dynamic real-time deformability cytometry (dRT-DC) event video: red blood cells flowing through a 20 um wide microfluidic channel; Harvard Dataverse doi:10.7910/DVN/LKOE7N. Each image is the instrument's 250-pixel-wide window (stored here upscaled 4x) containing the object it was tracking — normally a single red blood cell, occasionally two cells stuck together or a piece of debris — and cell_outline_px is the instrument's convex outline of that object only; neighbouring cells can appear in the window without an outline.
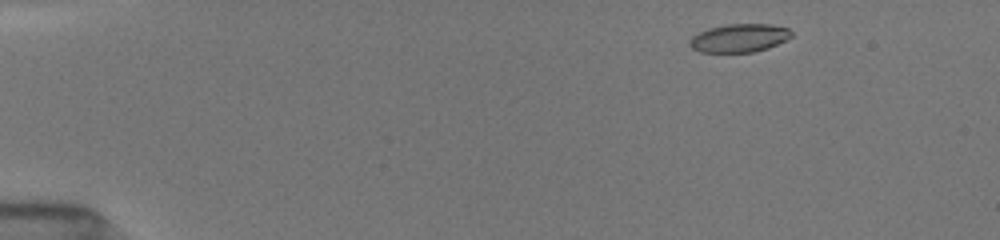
{"species": "common noctule bat (a hibernating species)", "species_latin": "Nyctalus noctula", "temperature_condition": "room temperature", "stored_images_in_passage": 59, "camera_frame_rate_fps": 3000, "um_per_image_px": 0.085, "animal": {"sex": "female", "body_mass_g": 19.5, "forearm_length_mm": 54.1}, "frame": {"image": 1, "passage_image": 2, "time_ms": 0.333, "image_size_px": [1000, 240], "cell_outline_px": [[792, 36], [768, 48], [752, 52], [700, 52], [692, 48], [688, 44], [688, 40], [692, 36], [708, 28], [728, 24], [772, 24], [788, 28], [792, 32]], "centroid_in_image_um": [62.81, 3.23], "position_along_channel_um": 22.2, "area_um2": 16.76}}
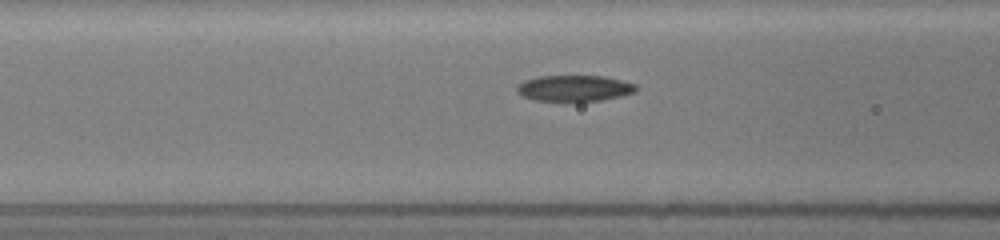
{"frame": {"image": 2, "passage_image": 30, "time_ms": 5.333, "image_size_px": [1000, 240], "cell_outline_px": [[636, 92], [620, 96], [600, 100], [532, 100], [516, 92], [516, 88], [524, 80], [540, 76], [600, 76], [620, 80], [636, 84]], "centroid_in_image_um": [48.8, 7.49], "position_along_channel_um": 117.8, "area_um2": 17.69}}
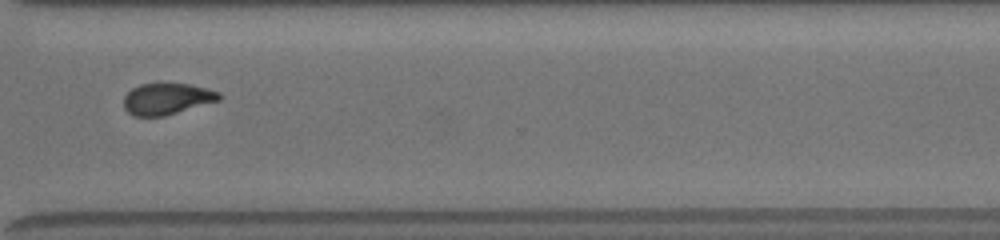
{"frame": {"image": 3, "passage_image": 58, "time_ms": 11.333, "image_size_px": [1000, 240], "cell_outline_px": [[224, 96], [220, 100], [164, 116], [132, 116], [124, 108], [124, 96], [132, 88], [140, 84], [160, 80], [188, 84], [208, 88], [220, 92]], "centroid_in_image_um": [14.19, 8.35], "position_along_channel_um": 356.4, "area_um2": 18.15}}